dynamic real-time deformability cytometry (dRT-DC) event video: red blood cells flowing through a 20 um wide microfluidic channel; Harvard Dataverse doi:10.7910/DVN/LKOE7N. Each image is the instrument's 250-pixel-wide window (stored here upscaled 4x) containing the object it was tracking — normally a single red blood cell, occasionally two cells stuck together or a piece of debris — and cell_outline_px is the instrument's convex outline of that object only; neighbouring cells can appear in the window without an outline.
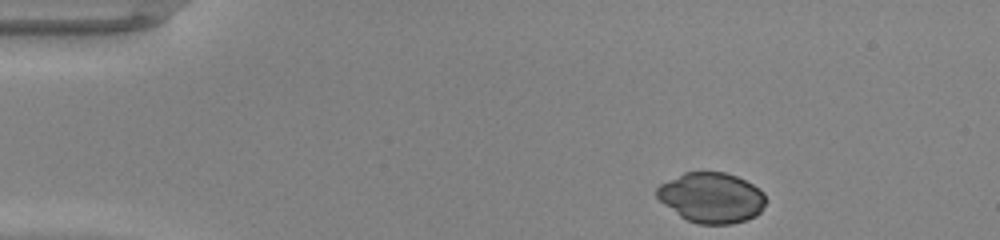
{"species": "common noctule bat (a hibernating species)", "species_latin": "Nyctalus noctula", "temperature_condition": "warm", "stored_images_in_passage": 42, "camera_frame_rate_fps": 3000, "um_per_image_px": 0.085, "animal": {"sex": "male", "body_mass_g": 20.0, "forearm_length_mm": 53.3}, "frame": {"image": 1, "passage_image": 1, "time_ms": 0.0, "image_size_px": [1000, 240], "cell_outline_px": [[764, 204], [760, 212], [756, 216], [732, 224], [700, 224], [688, 220], [680, 216], [664, 204], [656, 196], [656, 188], [660, 184], [684, 172], [724, 172], [736, 176], [752, 184], [764, 192]], "centroid_in_image_um": [60.46, 16.8], "position_along_channel_um": 24.5, "area_um2": 31.67}}